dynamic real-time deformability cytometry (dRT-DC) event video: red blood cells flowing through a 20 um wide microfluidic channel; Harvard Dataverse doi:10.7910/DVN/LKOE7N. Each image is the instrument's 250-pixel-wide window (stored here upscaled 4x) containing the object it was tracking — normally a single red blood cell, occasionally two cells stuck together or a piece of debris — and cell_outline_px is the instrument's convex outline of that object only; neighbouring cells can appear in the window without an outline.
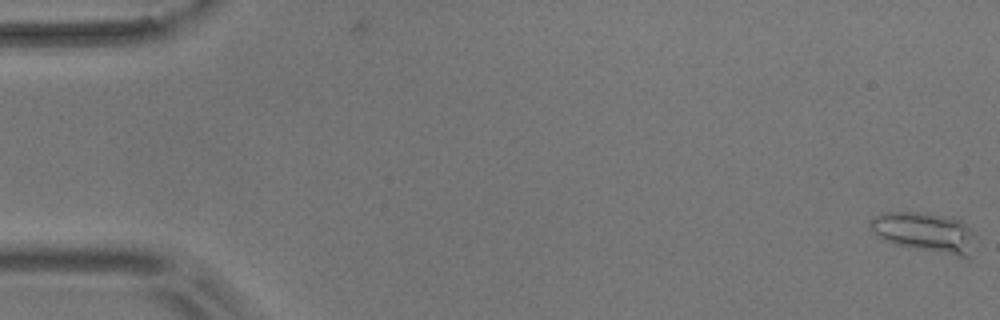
{"species": "common noctule bat (a hibernating species)", "species_latin": "Nyctalus noctula", "temperature_condition": "room temperature", "stored_images_in_passage": 6, "camera_frame_rate_fps": 3000, "um_per_image_px": 0.085, "animal": {"sex": "male", "body_mass_g": 17.9}, "frame": {"image": 1, "passage_image": 1, "time_ms": 0.0, "image_size_px": [1000, 320], "cell_outline_px": [[968, 260], [964, 260], [896, 244], [884, 240], [876, 236], [868, 228], [868, 220], [872, 216], [880, 212], [928, 212], [952, 216], [960, 220], [968, 228]], "centroid_in_image_um": [78.46, 19.73], "position_along_channel_um": 6.5, "area_um2": 24.62}}